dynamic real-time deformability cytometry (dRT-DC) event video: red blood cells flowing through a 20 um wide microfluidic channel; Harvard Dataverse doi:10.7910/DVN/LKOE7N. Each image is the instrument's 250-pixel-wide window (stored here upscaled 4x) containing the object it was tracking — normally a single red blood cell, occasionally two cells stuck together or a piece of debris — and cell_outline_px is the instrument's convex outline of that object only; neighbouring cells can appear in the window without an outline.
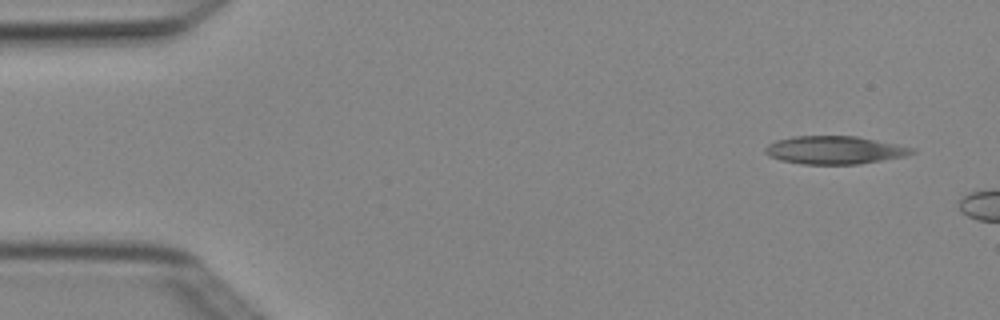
{"species": "Egyptian fruit bat (a non-hibernating species)", "species_latin": "Rousettus aegyptiacus", "temperature_condition": "cold", "stored_images_in_passage": 3, "camera_frame_rate_fps": 3000, "um_per_image_px": 0.085, "animal": {"sex": "female"}, "frame": {"image": 1, "passage_image": 1, "time_ms": 0.0, "image_size_px": [1000, 320], "cell_outline_px": [[916, 152], [904, 156], [860, 164], [804, 164], [780, 160], [768, 156], [764, 152], [764, 148], [768, 144], [776, 140], [792, 136], [856, 136], [916, 148]], "centroid_in_image_um": [70.92, 12.75], "position_along_channel_um": 14.1, "area_um2": 23.99}}